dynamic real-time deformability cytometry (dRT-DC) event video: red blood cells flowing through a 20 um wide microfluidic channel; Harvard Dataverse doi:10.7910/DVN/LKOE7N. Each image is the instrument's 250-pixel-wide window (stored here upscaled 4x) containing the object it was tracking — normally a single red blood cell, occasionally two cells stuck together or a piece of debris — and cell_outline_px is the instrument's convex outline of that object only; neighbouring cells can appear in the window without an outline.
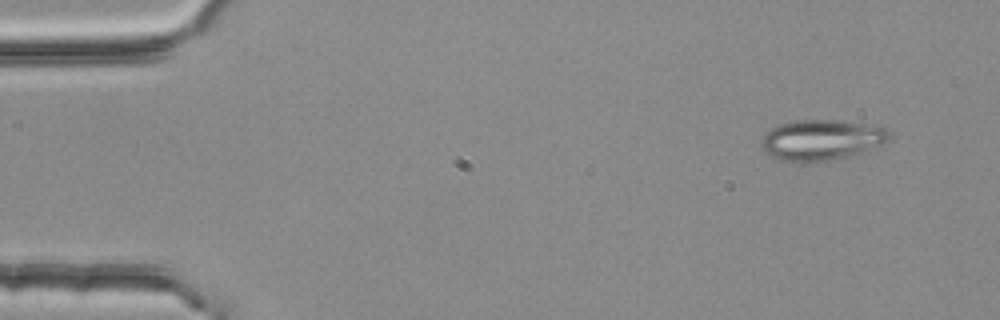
{"species": "common noctule bat (a hibernating species)", "species_latin": "Nyctalus noctula", "temperature_condition": "room temperature", "stored_images_in_passage": 4, "segment_of_instrument_passage": [1, 2], "camera_frame_rate_fps": 3000, "um_per_image_px": 0.085, "animal": {"sex": "female", "body_mass_g": 25.1}, "frame": {"image": 1, "passage_image": 1, "time_ms": 0.0, "image_size_px": [1000, 320], "cell_outline_px": [[888, 140], [884, 144], [852, 156], [828, 160], [780, 160], [768, 156], [764, 152], [760, 144], [760, 140], [776, 124], [796, 120], [836, 120], [884, 128], [888, 132]], "centroid_in_image_um": [69.77, 11.89], "position_along_channel_um": 15.2, "area_um2": 29.77}}